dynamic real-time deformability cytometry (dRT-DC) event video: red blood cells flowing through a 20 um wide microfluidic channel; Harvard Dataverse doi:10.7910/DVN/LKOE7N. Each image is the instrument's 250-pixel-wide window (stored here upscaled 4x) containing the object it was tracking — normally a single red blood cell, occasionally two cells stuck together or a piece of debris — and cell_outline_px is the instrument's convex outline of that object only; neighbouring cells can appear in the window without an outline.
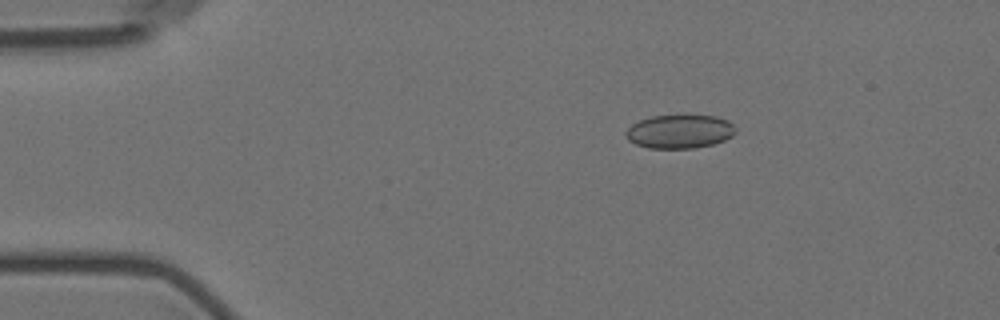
{"species": "Egyptian fruit bat (a non-hibernating species)", "species_latin": "Rousettus aegyptiacus", "temperature_condition": "room temperature", "stored_images_in_passage": 5, "segment_of_instrument_passage": [1, 2], "camera_frame_rate_fps": 3000, "um_per_image_px": 0.085, "animal": {"sex": "female"}, "frame": {"image": 1, "passage_image": 2, "time_ms": 1.0, "image_size_px": [1000, 320], "cell_outline_px": [[736, 132], [732, 136], [724, 140], [712, 144], [696, 148], [648, 148], [636, 144], [628, 140], [624, 132], [632, 124], [640, 120], [652, 116], [716, 116], [728, 120], [736, 128]], "centroid_in_image_um": [57.77, 11.19], "position_along_channel_um": 27.2, "area_um2": 21.44}}